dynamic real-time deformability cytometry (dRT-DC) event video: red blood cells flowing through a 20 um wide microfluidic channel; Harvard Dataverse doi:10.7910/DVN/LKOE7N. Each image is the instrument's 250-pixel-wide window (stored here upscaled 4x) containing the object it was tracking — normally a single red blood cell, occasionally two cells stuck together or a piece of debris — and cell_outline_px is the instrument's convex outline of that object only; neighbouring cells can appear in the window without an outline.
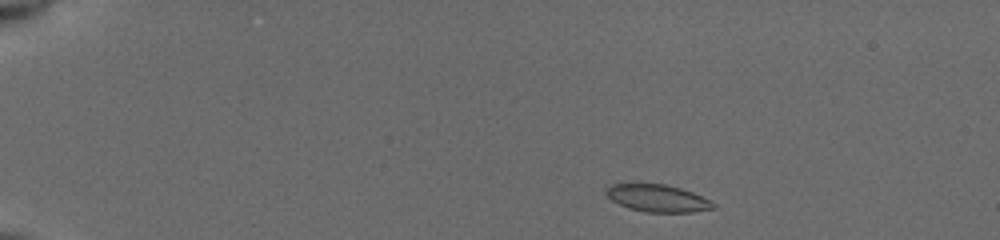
{"species": "common noctule bat (a hibernating species)", "species_latin": "Nyctalus noctula", "temperature_condition": "cold", "stored_images_in_passage": 46, "camera_frame_rate_fps": 3000, "um_per_image_px": 0.085, "animal": {"sex": "female", "body_mass_g": 19.5, "forearm_length_mm": 54.1}, "frame": {"image": 1, "passage_image": 1, "time_ms": 0.0, "image_size_px": [1000, 240], "cell_outline_px": [[716, 208], [692, 212], [644, 212], [628, 208], [612, 200], [604, 192], [612, 184], [632, 180], [664, 184], [680, 188], [692, 192], [716, 204]], "centroid_in_image_um": [55.82, 16.8], "position_along_channel_um": 29.2, "area_um2": 17.57}}
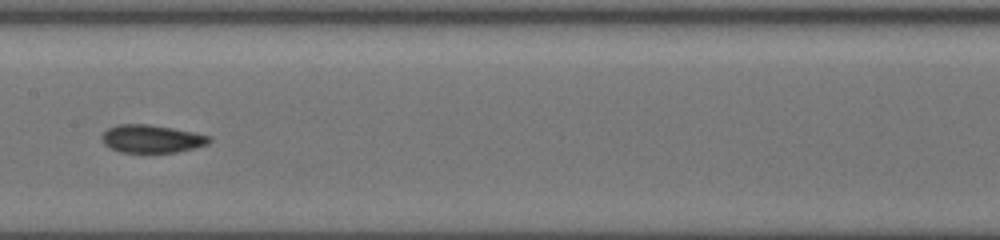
{"frame": {"image": 2, "passage_image": 22, "time_ms": 6.667, "image_size_px": [1000, 240], "cell_outline_px": [[212, 140], [208, 144], [176, 152], [120, 152], [108, 148], [100, 140], [100, 136], [108, 128], [116, 124], [148, 124], [172, 128], [212, 136]], "centroid_in_image_um": [12.84, 11.79], "position_along_channel_um": 194.6, "area_um2": 17.57}}
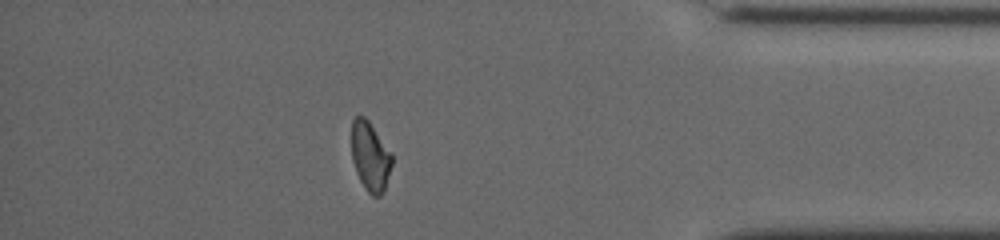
{"frame": {"image": 3, "passage_image": 40, "time_ms": 12.667, "image_size_px": [1000, 240], "cell_outline_px": [[392, 164], [384, 192], [380, 196], [372, 196], [364, 188], [356, 172], [352, 160], [352, 120], [356, 116], [364, 116], [368, 120], [392, 152]], "centroid_in_image_um": [31.48, 13.31], "position_along_channel_um": 403.7, "area_um2": 16.42}, "authors_computed_cell_mechanics": {"area_um2": 17.051, "velocity_mm_per_s": 3.934, "shape_relaxation_time_tau1_ms": 5.6667, "shape_relaxation_time_tau2_ms": 2.5171, "deformation_change_tau1": 0.1391, "deformation_change_tau2": 0.0521}}